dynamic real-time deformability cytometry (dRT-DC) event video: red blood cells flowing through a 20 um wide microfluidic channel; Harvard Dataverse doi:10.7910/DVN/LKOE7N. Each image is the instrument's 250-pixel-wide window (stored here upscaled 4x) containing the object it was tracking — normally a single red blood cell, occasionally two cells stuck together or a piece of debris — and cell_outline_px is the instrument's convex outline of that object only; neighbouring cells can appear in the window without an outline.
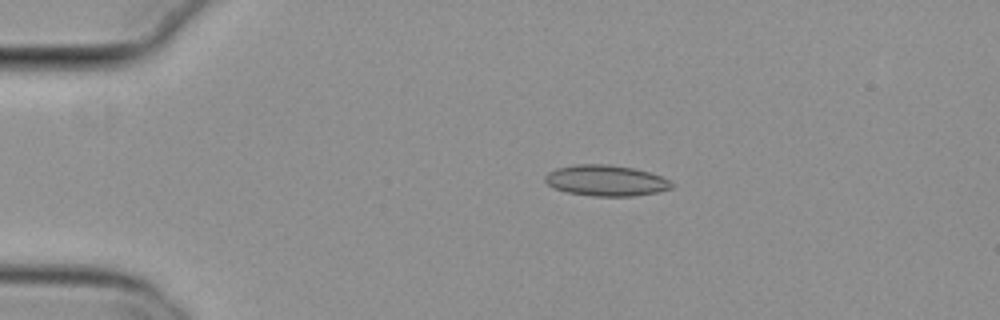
{"species": "common noctule bat (a hibernating species)", "species_latin": "Nyctalus noctula", "temperature_condition": "cold", "stored_images_in_passage": 44, "camera_frame_rate_fps": 3000, "um_per_image_px": 0.085, "animal": {"sex": "female", "body_mass_g": 29.2, "forearm_length_mm": 56.3}, "frame": {"image": 1, "passage_image": 1, "time_ms": 0.0, "image_size_px": [1000, 320], "cell_outline_px": [[672, 188], [656, 192], [632, 196], [592, 196], [564, 192], [552, 188], [544, 180], [544, 176], [548, 172], [556, 168], [572, 164], [608, 164], [632, 168], [648, 172], [660, 176], [668, 180], [672, 184]], "centroid_in_image_um": [51.42, 15.34], "position_along_channel_um": 33.6, "area_um2": 22.83}}
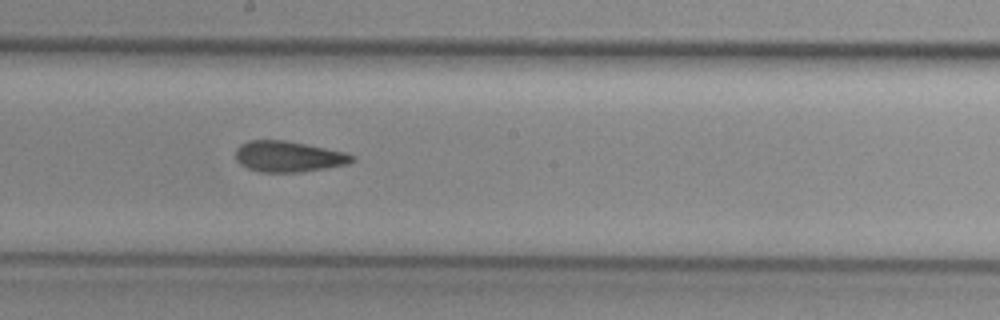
{"frame": {"image": 2, "passage_image": 20, "time_ms": 6.333, "image_size_px": [1000, 320], "cell_outline_px": [[356, 160], [348, 164], [300, 172], [260, 172], [248, 168], [240, 164], [236, 160], [236, 148], [240, 144], [248, 140], [284, 140], [348, 152], [356, 156]], "centroid_in_image_um": [24.54, 13.3], "position_along_channel_um": 223.7, "area_um2": 21.1}}
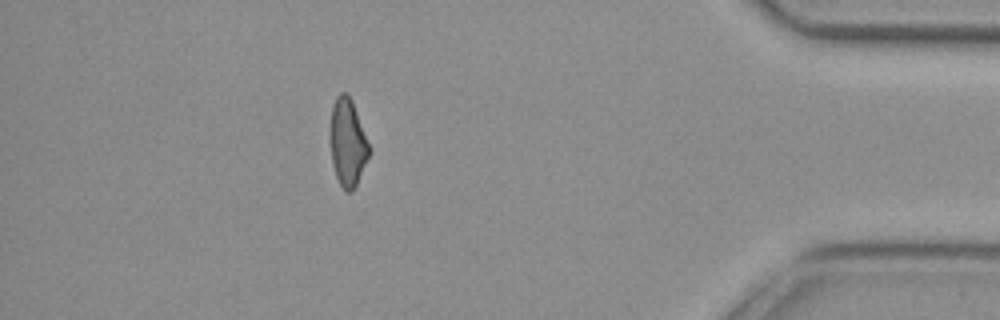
{"frame": {"image": 3, "passage_image": 38, "time_ms": 12.333, "image_size_px": [1000, 320], "cell_outline_px": [[372, 148], [356, 184], [352, 192], [344, 192], [336, 176], [332, 164], [328, 136], [332, 108], [336, 96], [340, 92], [344, 92], [352, 100]], "centroid_in_image_um": [29.53, 12.11], "position_along_channel_um": 405.7, "area_um2": 20.29}, "authors_computed_cell_mechanics": {"area_um2": 21.0392, "velocity_mm_per_s": 3.8062, "shape_relaxation_time_tau1_ms": null, "shape_relaxation_time_tau2_ms": 3.2085, "deformation_change_tau1": null, "deformation_change_tau2": 0.1093}}